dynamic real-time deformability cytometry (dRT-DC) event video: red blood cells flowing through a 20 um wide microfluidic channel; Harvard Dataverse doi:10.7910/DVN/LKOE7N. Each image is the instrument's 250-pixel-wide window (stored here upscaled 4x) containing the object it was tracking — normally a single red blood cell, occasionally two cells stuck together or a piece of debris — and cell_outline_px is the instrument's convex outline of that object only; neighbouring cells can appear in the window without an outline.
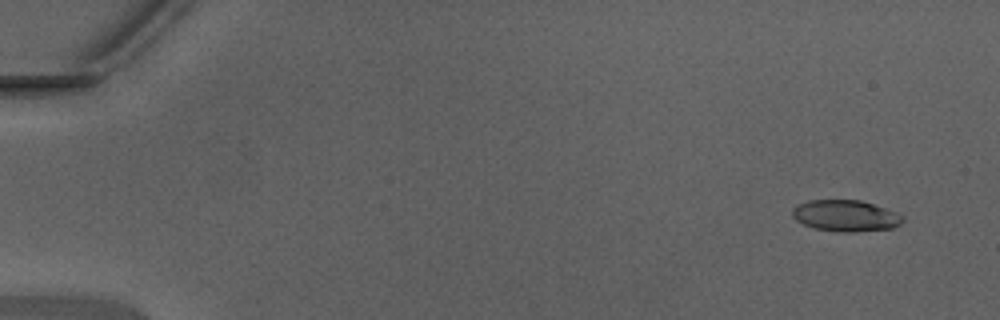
{"species": "Egyptian fruit bat (a non-hibernating species)", "species_latin": "Rousettus aegyptiacus", "temperature_condition": "warm", "stored_images_in_passage": 49, "camera_frame_rate_fps": 3000, "um_per_image_px": 0.085, "animal": {"sex": "male"}, "frame": {"image": 1, "passage_image": 4, "time_ms": 1.0, "image_size_px": [1000, 320], "cell_outline_px": [[904, 220], [900, 224], [892, 228], [856, 232], [840, 232], [812, 228], [796, 220], [792, 216], [792, 208], [808, 200], [860, 200], [896, 212], [904, 216]], "centroid_in_image_um": [71.87, 18.35], "position_along_channel_um": 13.1, "area_um2": 20.17}}
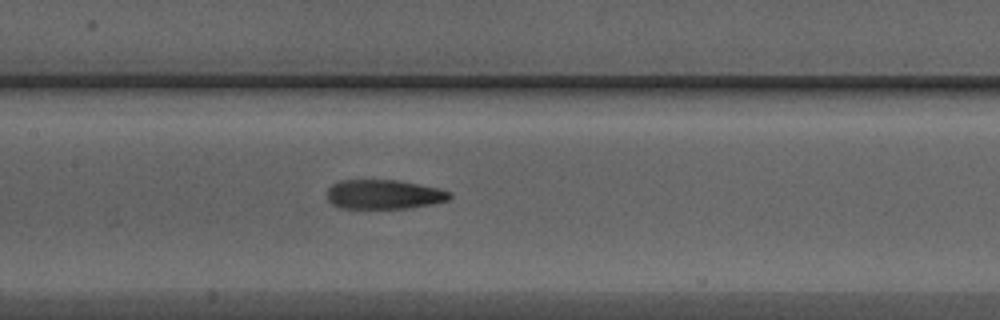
{"frame": {"image": 2, "passage_image": 25, "time_ms": 8.0, "image_size_px": [1000, 320], "cell_outline_px": [[452, 196], [448, 200], [432, 204], [408, 208], [340, 208], [332, 204], [328, 200], [328, 188], [332, 184], [340, 180], [396, 180], [436, 188], [452, 192]], "centroid_in_image_um": [32.61, 16.53], "position_along_channel_um": 174.8, "area_um2": 20.87}}
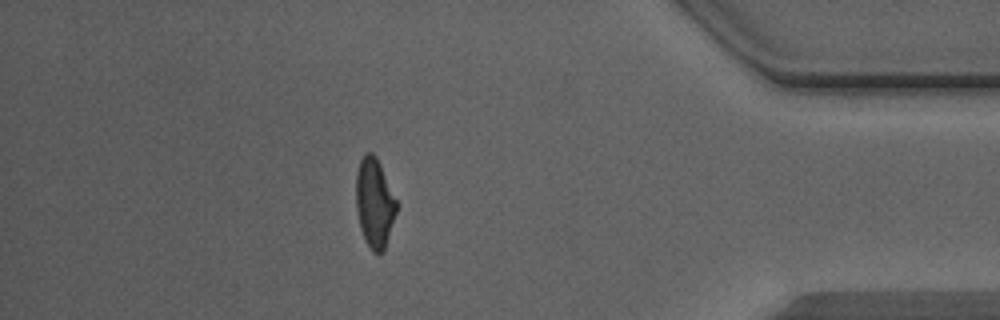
{"frame": {"image": 3, "passage_image": 43, "time_ms": 14.0, "image_size_px": [1000, 320], "cell_outline_px": [[396, 212], [384, 252], [380, 256], [372, 252], [360, 228], [356, 208], [356, 172], [360, 160], [364, 152], [372, 152], [376, 156], [380, 164], [396, 200]], "centroid_in_image_um": [31.82, 17.25], "position_along_channel_um": 403.4, "area_um2": 21.04}, "authors_computed_cell_mechanics": {"area_um2": 20.8658, "velocity_mm_per_s": 4.4141, "shape_relaxation_time_tau1_ms": null, "shape_relaxation_time_tau2_ms": 2.107, "deformation_change_tau1": null, "deformation_change_tau2": 0.1198}}